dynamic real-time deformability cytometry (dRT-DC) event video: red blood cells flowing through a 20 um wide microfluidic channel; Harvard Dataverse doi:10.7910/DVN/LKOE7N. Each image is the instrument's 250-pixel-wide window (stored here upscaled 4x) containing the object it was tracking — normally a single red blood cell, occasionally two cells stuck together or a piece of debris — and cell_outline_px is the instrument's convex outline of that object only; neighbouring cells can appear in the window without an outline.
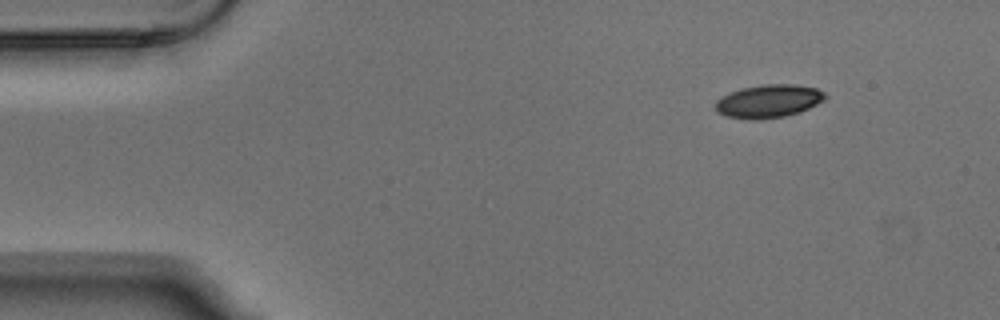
{"species": "Egyptian fruit bat (a non-hibernating species)", "species_latin": "Rousettus aegyptiacus", "temperature_condition": "warm", "stored_images_in_passage": 12, "camera_frame_rate_fps": 3000, "um_per_image_px": 0.085, "animal": {"sex": "male"}, "frame": {"image": 1, "passage_image": 1, "time_ms": 0.0, "image_size_px": [1000, 320], "cell_outline_px": [[828, 96], [824, 100], [800, 112], [784, 116], [752, 120], [728, 116], [716, 112], [716, 100], [740, 88], [764, 84], [796, 84], [816, 88], [824, 92]], "centroid_in_image_um": [65.35, 8.59], "position_along_channel_um": 19.6, "area_um2": 21.04}}
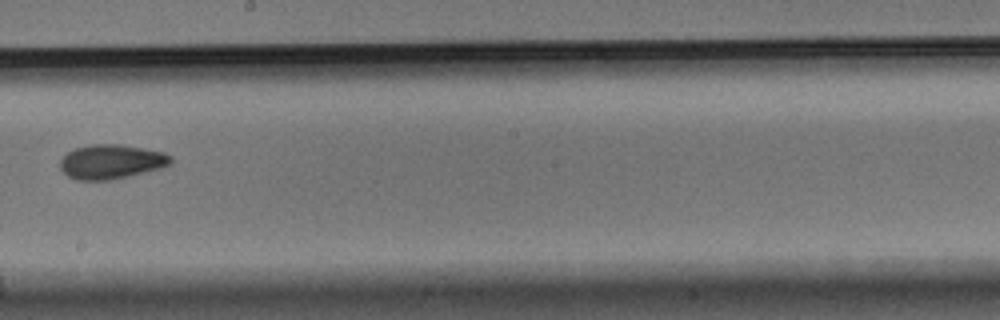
{"frame": {"image": 2, "passage_image": 7, "time_ms": 2.0, "image_size_px": [1000, 320], "cell_outline_px": [[172, 164], [164, 168], [128, 176], [108, 180], [76, 180], [68, 176], [60, 168], [60, 160], [68, 152], [76, 148], [92, 144], [120, 144], [144, 148], [164, 152], [172, 156]], "centroid_in_image_um": [9.5, 13.74], "position_along_channel_um": 238.7, "area_um2": 22.31}}
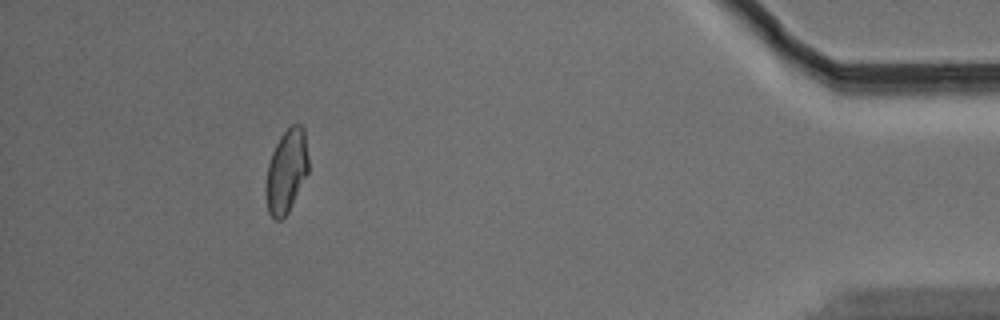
{"frame": {"image": 3, "passage_image": 12, "time_ms": 3.667, "image_size_px": [1000, 320], "cell_outline_px": [[308, 172], [288, 212], [280, 220], [276, 220], [268, 212], [264, 196], [264, 188], [268, 164], [272, 152], [280, 136], [292, 124], [300, 124], [304, 128], [308, 156]], "centroid_in_image_um": [24.32, 14.55], "position_along_channel_um": 410.9, "area_um2": 20.81}}